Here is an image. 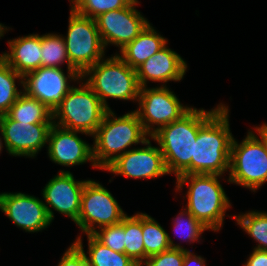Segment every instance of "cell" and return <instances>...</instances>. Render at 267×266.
Wrapping results in <instances>:
<instances>
[{
	"instance_id": "1",
	"label": "cell",
	"mask_w": 267,
	"mask_h": 266,
	"mask_svg": "<svg viewBox=\"0 0 267 266\" xmlns=\"http://www.w3.org/2000/svg\"><path fill=\"white\" fill-rule=\"evenodd\" d=\"M222 106L221 103L211 111L191 107L178 120L161 127L150 137L159 145L168 174L174 173L176 177L191 174L198 130Z\"/></svg>"
},
{
	"instance_id": "2",
	"label": "cell",
	"mask_w": 267,
	"mask_h": 266,
	"mask_svg": "<svg viewBox=\"0 0 267 266\" xmlns=\"http://www.w3.org/2000/svg\"><path fill=\"white\" fill-rule=\"evenodd\" d=\"M229 109L223 105L199 130L194 142L191 174L223 175L230 169L233 140L229 125Z\"/></svg>"
},
{
	"instance_id": "3",
	"label": "cell",
	"mask_w": 267,
	"mask_h": 266,
	"mask_svg": "<svg viewBox=\"0 0 267 266\" xmlns=\"http://www.w3.org/2000/svg\"><path fill=\"white\" fill-rule=\"evenodd\" d=\"M114 114L111 109L108 110L92 136L94 164L101 170L126 153V148L133 144H143L149 136L135 111L118 118Z\"/></svg>"
},
{
	"instance_id": "4",
	"label": "cell",
	"mask_w": 267,
	"mask_h": 266,
	"mask_svg": "<svg viewBox=\"0 0 267 266\" xmlns=\"http://www.w3.org/2000/svg\"><path fill=\"white\" fill-rule=\"evenodd\" d=\"M216 174H190L177 177L176 190L188 183L186 209L206 228L219 231L230 200Z\"/></svg>"
},
{
	"instance_id": "5",
	"label": "cell",
	"mask_w": 267,
	"mask_h": 266,
	"mask_svg": "<svg viewBox=\"0 0 267 266\" xmlns=\"http://www.w3.org/2000/svg\"><path fill=\"white\" fill-rule=\"evenodd\" d=\"M87 76L89 78L86 79L85 83L108 110H110L106 101L108 97L138 101L140 86L137 72L126 64L118 54L96 62L81 75V80Z\"/></svg>"
},
{
	"instance_id": "6",
	"label": "cell",
	"mask_w": 267,
	"mask_h": 266,
	"mask_svg": "<svg viewBox=\"0 0 267 266\" xmlns=\"http://www.w3.org/2000/svg\"><path fill=\"white\" fill-rule=\"evenodd\" d=\"M107 111L99 97L84 82L79 88L72 87L53 111V124L93 136ZM56 119H59L57 123Z\"/></svg>"
},
{
	"instance_id": "7",
	"label": "cell",
	"mask_w": 267,
	"mask_h": 266,
	"mask_svg": "<svg viewBox=\"0 0 267 266\" xmlns=\"http://www.w3.org/2000/svg\"><path fill=\"white\" fill-rule=\"evenodd\" d=\"M267 181V148L252 131L239 144L233 137L229 183L257 190Z\"/></svg>"
},
{
	"instance_id": "8",
	"label": "cell",
	"mask_w": 267,
	"mask_h": 266,
	"mask_svg": "<svg viewBox=\"0 0 267 266\" xmlns=\"http://www.w3.org/2000/svg\"><path fill=\"white\" fill-rule=\"evenodd\" d=\"M70 65L82 75L104 57L105 47L96 20L70 11L67 37H63Z\"/></svg>"
},
{
	"instance_id": "9",
	"label": "cell",
	"mask_w": 267,
	"mask_h": 266,
	"mask_svg": "<svg viewBox=\"0 0 267 266\" xmlns=\"http://www.w3.org/2000/svg\"><path fill=\"white\" fill-rule=\"evenodd\" d=\"M126 215L113 195L100 183L93 180L85 183L80 213L75 222L82 232L93 234L95 227L100 229L118 224Z\"/></svg>"
},
{
	"instance_id": "10",
	"label": "cell",
	"mask_w": 267,
	"mask_h": 266,
	"mask_svg": "<svg viewBox=\"0 0 267 266\" xmlns=\"http://www.w3.org/2000/svg\"><path fill=\"white\" fill-rule=\"evenodd\" d=\"M173 93L166 85L156 88L140 87L139 108L134 111L150 137L161 127L178 120L191 108L183 106Z\"/></svg>"
},
{
	"instance_id": "11",
	"label": "cell",
	"mask_w": 267,
	"mask_h": 266,
	"mask_svg": "<svg viewBox=\"0 0 267 266\" xmlns=\"http://www.w3.org/2000/svg\"><path fill=\"white\" fill-rule=\"evenodd\" d=\"M67 71L68 77L61 67H40L31 71L23 77V91L42 102L53 112L73 87L67 82L68 78L74 81L81 79V75L75 69Z\"/></svg>"
},
{
	"instance_id": "12",
	"label": "cell",
	"mask_w": 267,
	"mask_h": 266,
	"mask_svg": "<svg viewBox=\"0 0 267 266\" xmlns=\"http://www.w3.org/2000/svg\"><path fill=\"white\" fill-rule=\"evenodd\" d=\"M133 0L127 7L108 11L95 18L104 47L109 43L123 49L132 42L149 24L135 6Z\"/></svg>"
},
{
	"instance_id": "13",
	"label": "cell",
	"mask_w": 267,
	"mask_h": 266,
	"mask_svg": "<svg viewBox=\"0 0 267 266\" xmlns=\"http://www.w3.org/2000/svg\"><path fill=\"white\" fill-rule=\"evenodd\" d=\"M143 145L146 147L128 149L104 170L135 179H152L168 174L160 148L151 146L149 139Z\"/></svg>"
},
{
	"instance_id": "14",
	"label": "cell",
	"mask_w": 267,
	"mask_h": 266,
	"mask_svg": "<svg viewBox=\"0 0 267 266\" xmlns=\"http://www.w3.org/2000/svg\"><path fill=\"white\" fill-rule=\"evenodd\" d=\"M53 123L26 124L3 116L1 136L10 155L35 157L47 144Z\"/></svg>"
},
{
	"instance_id": "15",
	"label": "cell",
	"mask_w": 267,
	"mask_h": 266,
	"mask_svg": "<svg viewBox=\"0 0 267 266\" xmlns=\"http://www.w3.org/2000/svg\"><path fill=\"white\" fill-rule=\"evenodd\" d=\"M87 181H77L70 171L65 170H61L57 176L50 179L42 194L51 221L54 219V213L50 206L59 213L70 217L74 222L78 220L81 196Z\"/></svg>"
},
{
	"instance_id": "16",
	"label": "cell",
	"mask_w": 267,
	"mask_h": 266,
	"mask_svg": "<svg viewBox=\"0 0 267 266\" xmlns=\"http://www.w3.org/2000/svg\"><path fill=\"white\" fill-rule=\"evenodd\" d=\"M0 210L26 232H39L51 224L42 200L24 193H0Z\"/></svg>"
},
{
	"instance_id": "17",
	"label": "cell",
	"mask_w": 267,
	"mask_h": 266,
	"mask_svg": "<svg viewBox=\"0 0 267 266\" xmlns=\"http://www.w3.org/2000/svg\"><path fill=\"white\" fill-rule=\"evenodd\" d=\"M80 131L68 130L53 124L48 135V156L54 162L62 166H74L92 162L93 147L77 136Z\"/></svg>"
},
{
	"instance_id": "18",
	"label": "cell",
	"mask_w": 267,
	"mask_h": 266,
	"mask_svg": "<svg viewBox=\"0 0 267 266\" xmlns=\"http://www.w3.org/2000/svg\"><path fill=\"white\" fill-rule=\"evenodd\" d=\"M187 64L184 59L166 45L148 58L137 69L140 87H146L147 81L166 83L180 81L186 73Z\"/></svg>"
},
{
	"instance_id": "19",
	"label": "cell",
	"mask_w": 267,
	"mask_h": 266,
	"mask_svg": "<svg viewBox=\"0 0 267 266\" xmlns=\"http://www.w3.org/2000/svg\"><path fill=\"white\" fill-rule=\"evenodd\" d=\"M10 53L1 54V58L21 76L42 67L41 36L29 34L8 41Z\"/></svg>"
},
{
	"instance_id": "20",
	"label": "cell",
	"mask_w": 267,
	"mask_h": 266,
	"mask_svg": "<svg viewBox=\"0 0 267 266\" xmlns=\"http://www.w3.org/2000/svg\"><path fill=\"white\" fill-rule=\"evenodd\" d=\"M166 44L167 40L159 35L149 23L132 42L120 50L121 55L118 54V56L136 70Z\"/></svg>"
},
{
	"instance_id": "21",
	"label": "cell",
	"mask_w": 267,
	"mask_h": 266,
	"mask_svg": "<svg viewBox=\"0 0 267 266\" xmlns=\"http://www.w3.org/2000/svg\"><path fill=\"white\" fill-rule=\"evenodd\" d=\"M6 115L20 123H53V112L36 98L28 96L24 91L10 107Z\"/></svg>"
},
{
	"instance_id": "22",
	"label": "cell",
	"mask_w": 267,
	"mask_h": 266,
	"mask_svg": "<svg viewBox=\"0 0 267 266\" xmlns=\"http://www.w3.org/2000/svg\"><path fill=\"white\" fill-rule=\"evenodd\" d=\"M142 234L144 240V262L149 256L173 249H185L174 244L169 234L148 214L142 213Z\"/></svg>"
},
{
	"instance_id": "23",
	"label": "cell",
	"mask_w": 267,
	"mask_h": 266,
	"mask_svg": "<svg viewBox=\"0 0 267 266\" xmlns=\"http://www.w3.org/2000/svg\"><path fill=\"white\" fill-rule=\"evenodd\" d=\"M125 255L139 266L144 263V240L142 234V213L124 217Z\"/></svg>"
},
{
	"instance_id": "24",
	"label": "cell",
	"mask_w": 267,
	"mask_h": 266,
	"mask_svg": "<svg viewBox=\"0 0 267 266\" xmlns=\"http://www.w3.org/2000/svg\"><path fill=\"white\" fill-rule=\"evenodd\" d=\"M89 266H139L124 253L111 250L100 243L92 234H87Z\"/></svg>"
},
{
	"instance_id": "25",
	"label": "cell",
	"mask_w": 267,
	"mask_h": 266,
	"mask_svg": "<svg viewBox=\"0 0 267 266\" xmlns=\"http://www.w3.org/2000/svg\"><path fill=\"white\" fill-rule=\"evenodd\" d=\"M41 64L42 67L60 68L67 62V69H74L70 63L63 36L57 34H45L41 36Z\"/></svg>"
},
{
	"instance_id": "26",
	"label": "cell",
	"mask_w": 267,
	"mask_h": 266,
	"mask_svg": "<svg viewBox=\"0 0 267 266\" xmlns=\"http://www.w3.org/2000/svg\"><path fill=\"white\" fill-rule=\"evenodd\" d=\"M21 79L23 86V76L10 67L0 56V112L6 114L17 98L23 93L17 90L15 80Z\"/></svg>"
},
{
	"instance_id": "27",
	"label": "cell",
	"mask_w": 267,
	"mask_h": 266,
	"mask_svg": "<svg viewBox=\"0 0 267 266\" xmlns=\"http://www.w3.org/2000/svg\"><path fill=\"white\" fill-rule=\"evenodd\" d=\"M233 218L248 235L258 242L255 249L267 251V213L250 211L239 216L234 215Z\"/></svg>"
},
{
	"instance_id": "28",
	"label": "cell",
	"mask_w": 267,
	"mask_h": 266,
	"mask_svg": "<svg viewBox=\"0 0 267 266\" xmlns=\"http://www.w3.org/2000/svg\"><path fill=\"white\" fill-rule=\"evenodd\" d=\"M132 1L133 0H75L71 8L83 16L95 19L104 12L125 8Z\"/></svg>"
},
{
	"instance_id": "29",
	"label": "cell",
	"mask_w": 267,
	"mask_h": 266,
	"mask_svg": "<svg viewBox=\"0 0 267 266\" xmlns=\"http://www.w3.org/2000/svg\"><path fill=\"white\" fill-rule=\"evenodd\" d=\"M100 230V231H98ZM92 235L111 250L125 254L124 218L118 224L102 227Z\"/></svg>"
},
{
	"instance_id": "30",
	"label": "cell",
	"mask_w": 267,
	"mask_h": 266,
	"mask_svg": "<svg viewBox=\"0 0 267 266\" xmlns=\"http://www.w3.org/2000/svg\"><path fill=\"white\" fill-rule=\"evenodd\" d=\"M186 216V218H185ZM185 218V219H184ZM175 231L177 234L181 233L183 240L187 239L189 242L198 241L200 235L209 230L200 221H198L187 209H183L179 216L175 219Z\"/></svg>"
},
{
	"instance_id": "31",
	"label": "cell",
	"mask_w": 267,
	"mask_h": 266,
	"mask_svg": "<svg viewBox=\"0 0 267 266\" xmlns=\"http://www.w3.org/2000/svg\"><path fill=\"white\" fill-rule=\"evenodd\" d=\"M185 249H169L149 256L142 266H183Z\"/></svg>"
},
{
	"instance_id": "32",
	"label": "cell",
	"mask_w": 267,
	"mask_h": 266,
	"mask_svg": "<svg viewBox=\"0 0 267 266\" xmlns=\"http://www.w3.org/2000/svg\"><path fill=\"white\" fill-rule=\"evenodd\" d=\"M58 266H89L81 236L66 250Z\"/></svg>"
},
{
	"instance_id": "33",
	"label": "cell",
	"mask_w": 267,
	"mask_h": 266,
	"mask_svg": "<svg viewBox=\"0 0 267 266\" xmlns=\"http://www.w3.org/2000/svg\"><path fill=\"white\" fill-rule=\"evenodd\" d=\"M247 260L244 266H267V251L254 248Z\"/></svg>"
},
{
	"instance_id": "34",
	"label": "cell",
	"mask_w": 267,
	"mask_h": 266,
	"mask_svg": "<svg viewBox=\"0 0 267 266\" xmlns=\"http://www.w3.org/2000/svg\"><path fill=\"white\" fill-rule=\"evenodd\" d=\"M183 266H205V260L201 256H196L185 249Z\"/></svg>"
},
{
	"instance_id": "35",
	"label": "cell",
	"mask_w": 267,
	"mask_h": 266,
	"mask_svg": "<svg viewBox=\"0 0 267 266\" xmlns=\"http://www.w3.org/2000/svg\"><path fill=\"white\" fill-rule=\"evenodd\" d=\"M261 139L264 141L267 148V124H263L260 127H255Z\"/></svg>"
},
{
	"instance_id": "36",
	"label": "cell",
	"mask_w": 267,
	"mask_h": 266,
	"mask_svg": "<svg viewBox=\"0 0 267 266\" xmlns=\"http://www.w3.org/2000/svg\"><path fill=\"white\" fill-rule=\"evenodd\" d=\"M6 30H7V27L4 26V25H2V24L0 23V38L3 37L4 32H5Z\"/></svg>"
},
{
	"instance_id": "37",
	"label": "cell",
	"mask_w": 267,
	"mask_h": 266,
	"mask_svg": "<svg viewBox=\"0 0 267 266\" xmlns=\"http://www.w3.org/2000/svg\"><path fill=\"white\" fill-rule=\"evenodd\" d=\"M3 116H4V114L0 112V131H1V127H2Z\"/></svg>"
},
{
	"instance_id": "38",
	"label": "cell",
	"mask_w": 267,
	"mask_h": 266,
	"mask_svg": "<svg viewBox=\"0 0 267 266\" xmlns=\"http://www.w3.org/2000/svg\"><path fill=\"white\" fill-rule=\"evenodd\" d=\"M2 139L3 137L2 138L0 137V152L2 151V148H3Z\"/></svg>"
}]
</instances>
